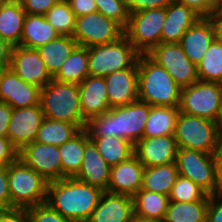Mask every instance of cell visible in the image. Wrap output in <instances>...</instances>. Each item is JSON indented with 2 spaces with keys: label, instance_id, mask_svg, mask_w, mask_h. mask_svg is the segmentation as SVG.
<instances>
[{
  "label": "cell",
  "instance_id": "cell-1",
  "mask_svg": "<svg viewBox=\"0 0 222 222\" xmlns=\"http://www.w3.org/2000/svg\"><path fill=\"white\" fill-rule=\"evenodd\" d=\"M104 191L74 177L48 182L46 203L73 222H87Z\"/></svg>",
  "mask_w": 222,
  "mask_h": 222
},
{
  "label": "cell",
  "instance_id": "cell-2",
  "mask_svg": "<svg viewBox=\"0 0 222 222\" xmlns=\"http://www.w3.org/2000/svg\"><path fill=\"white\" fill-rule=\"evenodd\" d=\"M149 113L150 105L138 100L92 117L85 129L89 137L116 136L135 145L143 138Z\"/></svg>",
  "mask_w": 222,
  "mask_h": 222
},
{
  "label": "cell",
  "instance_id": "cell-3",
  "mask_svg": "<svg viewBox=\"0 0 222 222\" xmlns=\"http://www.w3.org/2000/svg\"><path fill=\"white\" fill-rule=\"evenodd\" d=\"M138 98L150 106L179 107L181 87L147 54L137 60Z\"/></svg>",
  "mask_w": 222,
  "mask_h": 222
},
{
  "label": "cell",
  "instance_id": "cell-4",
  "mask_svg": "<svg viewBox=\"0 0 222 222\" xmlns=\"http://www.w3.org/2000/svg\"><path fill=\"white\" fill-rule=\"evenodd\" d=\"M40 106L44 117L76 124L81 130L86 128L79 97V85L62 83L52 79L41 88Z\"/></svg>",
  "mask_w": 222,
  "mask_h": 222
},
{
  "label": "cell",
  "instance_id": "cell-5",
  "mask_svg": "<svg viewBox=\"0 0 222 222\" xmlns=\"http://www.w3.org/2000/svg\"><path fill=\"white\" fill-rule=\"evenodd\" d=\"M10 208L27 209L46 202L48 181L19 158L7 166Z\"/></svg>",
  "mask_w": 222,
  "mask_h": 222
},
{
  "label": "cell",
  "instance_id": "cell-6",
  "mask_svg": "<svg viewBox=\"0 0 222 222\" xmlns=\"http://www.w3.org/2000/svg\"><path fill=\"white\" fill-rule=\"evenodd\" d=\"M139 55L125 35L114 42L89 47V76L106 77L118 70L137 68Z\"/></svg>",
  "mask_w": 222,
  "mask_h": 222
},
{
  "label": "cell",
  "instance_id": "cell-7",
  "mask_svg": "<svg viewBox=\"0 0 222 222\" xmlns=\"http://www.w3.org/2000/svg\"><path fill=\"white\" fill-rule=\"evenodd\" d=\"M174 137L180 148L212 154L222 138L220 123L179 112Z\"/></svg>",
  "mask_w": 222,
  "mask_h": 222
},
{
  "label": "cell",
  "instance_id": "cell-8",
  "mask_svg": "<svg viewBox=\"0 0 222 222\" xmlns=\"http://www.w3.org/2000/svg\"><path fill=\"white\" fill-rule=\"evenodd\" d=\"M222 84L198 80L181 88L179 111L220 123Z\"/></svg>",
  "mask_w": 222,
  "mask_h": 222
},
{
  "label": "cell",
  "instance_id": "cell-9",
  "mask_svg": "<svg viewBox=\"0 0 222 222\" xmlns=\"http://www.w3.org/2000/svg\"><path fill=\"white\" fill-rule=\"evenodd\" d=\"M166 8H153L129 14L124 35L140 54L161 43Z\"/></svg>",
  "mask_w": 222,
  "mask_h": 222
},
{
  "label": "cell",
  "instance_id": "cell-10",
  "mask_svg": "<svg viewBox=\"0 0 222 222\" xmlns=\"http://www.w3.org/2000/svg\"><path fill=\"white\" fill-rule=\"evenodd\" d=\"M124 35V28L100 12L76 17L72 37L79 46L92 47L116 41Z\"/></svg>",
  "mask_w": 222,
  "mask_h": 222
},
{
  "label": "cell",
  "instance_id": "cell-11",
  "mask_svg": "<svg viewBox=\"0 0 222 222\" xmlns=\"http://www.w3.org/2000/svg\"><path fill=\"white\" fill-rule=\"evenodd\" d=\"M147 55L171 75L183 88L198 81L197 66L190 61L179 43H160Z\"/></svg>",
  "mask_w": 222,
  "mask_h": 222
},
{
  "label": "cell",
  "instance_id": "cell-12",
  "mask_svg": "<svg viewBox=\"0 0 222 222\" xmlns=\"http://www.w3.org/2000/svg\"><path fill=\"white\" fill-rule=\"evenodd\" d=\"M175 163L179 175L193 181L208 195H216L212 154L178 147Z\"/></svg>",
  "mask_w": 222,
  "mask_h": 222
},
{
  "label": "cell",
  "instance_id": "cell-13",
  "mask_svg": "<svg viewBox=\"0 0 222 222\" xmlns=\"http://www.w3.org/2000/svg\"><path fill=\"white\" fill-rule=\"evenodd\" d=\"M18 158L48 182L62 179L58 146L33 141L19 151Z\"/></svg>",
  "mask_w": 222,
  "mask_h": 222
},
{
  "label": "cell",
  "instance_id": "cell-14",
  "mask_svg": "<svg viewBox=\"0 0 222 222\" xmlns=\"http://www.w3.org/2000/svg\"><path fill=\"white\" fill-rule=\"evenodd\" d=\"M43 119L44 114L40 104L31 107L12 108L7 138L20 151L24 146L35 140Z\"/></svg>",
  "mask_w": 222,
  "mask_h": 222
},
{
  "label": "cell",
  "instance_id": "cell-15",
  "mask_svg": "<svg viewBox=\"0 0 222 222\" xmlns=\"http://www.w3.org/2000/svg\"><path fill=\"white\" fill-rule=\"evenodd\" d=\"M41 88L25 82L10 67L0 71V102L11 108L40 104Z\"/></svg>",
  "mask_w": 222,
  "mask_h": 222
},
{
  "label": "cell",
  "instance_id": "cell-16",
  "mask_svg": "<svg viewBox=\"0 0 222 222\" xmlns=\"http://www.w3.org/2000/svg\"><path fill=\"white\" fill-rule=\"evenodd\" d=\"M10 68L25 82L40 88L53 79L36 49L12 47Z\"/></svg>",
  "mask_w": 222,
  "mask_h": 222
},
{
  "label": "cell",
  "instance_id": "cell-17",
  "mask_svg": "<svg viewBox=\"0 0 222 222\" xmlns=\"http://www.w3.org/2000/svg\"><path fill=\"white\" fill-rule=\"evenodd\" d=\"M177 150L174 135L143 137L134 145V155L144 167L175 162Z\"/></svg>",
  "mask_w": 222,
  "mask_h": 222
},
{
  "label": "cell",
  "instance_id": "cell-18",
  "mask_svg": "<svg viewBox=\"0 0 222 222\" xmlns=\"http://www.w3.org/2000/svg\"><path fill=\"white\" fill-rule=\"evenodd\" d=\"M110 170L111 167L101 157L96 145L89 138L88 131L85 129L83 161L74 178L106 191L110 179Z\"/></svg>",
  "mask_w": 222,
  "mask_h": 222
},
{
  "label": "cell",
  "instance_id": "cell-19",
  "mask_svg": "<svg viewBox=\"0 0 222 222\" xmlns=\"http://www.w3.org/2000/svg\"><path fill=\"white\" fill-rule=\"evenodd\" d=\"M144 168L135 155L112 166L106 191L133 197L141 189Z\"/></svg>",
  "mask_w": 222,
  "mask_h": 222
},
{
  "label": "cell",
  "instance_id": "cell-20",
  "mask_svg": "<svg viewBox=\"0 0 222 222\" xmlns=\"http://www.w3.org/2000/svg\"><path fill=\"white\" fill-rule=\"evenodd\" d=\"M79 97L81 112L86 122L111 109L104 77L87 76L79 84Z\"/></svg>",
  "mask_w": 222,
  "mask_h": 222
},
{
  "label": "cell",
  "instance_id": "cell-21",
  "mask_svg": "<svg viewBox=\"0 0 222 222\" xmlns=\"http://www.w3.org/2000/svg\"><path fill=\"white\" fill-rule=\"evenodd\" d=\"M104 79L110 108L128 105L139 100L137 68L118 70Z\"/></svg>",
  "mask_w": 222,
  "mask_h": 222
},
{
  "label": "cell",
  "instance_id": "cell-22",
  "mask_svg": "<svg viewBox=\"0 0 222 222\" xmlns=\"http://www.w3.org/2000/svg\"><path fill=\"white\" fill-rule=\"evenodd\" d=\"M215 39L211 17H201L185 32L179 44L190 61L197 65Z\"/></svg>",
  "mask_w": 222,
  "mask_h": 222
},
{
  "label": "cell",
  "instance_id": "cell-23",
  "mask_svg": "<svg viewBox=\"0 0 222 222\" xmlns=\"http://www.w3.org/2000/svg\"><path fill=\"white\" fill-rule=\"evenodd\" d=\"M133 197L104 191L87 222H131Z\"/></svg>",
  "mask_w": 222,
  "mask_h": 222
},
{
  "label": "cell",
  "instance_id": "cell-24",
  "mask_svg": "<svg viewBox=\"0 0 222 222\" xmlns=\"http://www.w3.org/2000/svg\"><path fill=\"white\" fill-rule=\"evenodd\" d=\"M201 16L185 4L174 1L166 7L161 43H180L185 32Z\"/></svg>",
  "mask_w": 222,
  "mask_h": 222
},
{
  "label": "cell",
  "instance_id": "cell-25",
  "mask_svg": "<svg viewBox=\"0 0 222 222\" xmlns=\"http://www.w3.org/2000/svg\"><path fill=\"white\" fill-rule=\"evenodd\" d=\"M26 12L20 0H9L0 8V38L19 46Z\"/></svg>",
  "mask_w": 222,
  "mask_h": 222
},
{
  "label": "cell",
  "instance_id": "cell-26",
  "mask_svg": "<svg viewBox=\"0 0 222 222\" xmlns=\"http://www.w3.org/2000/svg\"><path fill=\"white\" fill-rule=\"evenodd\" d=\"M59 34L43 15L26 14L20 45L29 49H37L54 39Z\"/></svg>",
  "mask_w": 222,
  "mask_h": 222
},
{
  "label": "cell",
  "instance_id": "cell-27",
  "mask_svg": "<svg viewBox=\"0 0 222 222\" xmlns=\"http://www.w3.org/2000/svg\"><path fill=\"white\" fill-rule=\"evenodd\" d=\"M78 46L72 36L59 35L56 39L39 46L36 50L44 61L50 75L54 77L61 69L66 58Z\"/></svg>",
  "mask_w": 222,
  "mask_h": 222
},
{
  "label": "cell",
  "instance_id": "cell-28",
  "mask_svg": "<svg viewBox=\"0 0 222 222\" xmlns=\"http://www.w3.org/2000/svg\"><path fill=\"white\" fill-rule=\"evenodd\" d=\"M178 175L175 162L166 165L145 167L140 190L169 196Z\"/></svg>",
  "mask_w": 222,
  "mask_h": 222
},
{
  "label": "cell",
  "instance_id": "cell-29",
  "mask_svg": "<svg viewBox=\"0 0 222 222\" xmlns=\"http://www.w3.org/2000/svg\"><path fill=\"white\" fill-rule=\"evenodd\" d=\"M179 107L150 106L143 137L174 135Z\"/></svg>",
  "mask_w": 222,
  "mask_h": 222
},
{
  "label": "cell",
  "instance_id": "cell-30",
  "mask_svg": "<svg viewBox=\"0 0 222 222\" xmlns=\"http://www.w3.org/2000/svg\"><path fill=\"white\" fill-rule=\"evenodd\" d=\"M87 76L88 70V47L77 46L66 58L54 80L62 83L80 84Z\"/></svg>",
  "mask_w": 222,
  "mask_h": 222
},
{
  "label": "cell",
  "instance_id": "cell-31",
  "mask_svg": "<svg viewBox=\"0 0 222 222\" xmlns=\"http://www.w3.org/2000/svg\"><path fill=\"white\" fill-rule=\"evenodd\" d=\"M96 145L101 157L112 167L134 155V145L116 136L89 137Z\"/></svg>",
  "mask_w": 222,
  "mask_h": 222
},
{
  "label": "cell",
  "instance_id": "cell-32",
  "mask_svg": "<svg viewBox=\"0 0 222 222\" xmlns=\"http://www.w3.org/2000/svg\"><path fill=\"white\" fill-rule=\"evenodd\" d=\"M80 131L81 129L74 123L44 117L34 141L59 147Z\"/></svg>",
  "mask_w": 222,
  "mask_h": 222
},
{
  "label": "cell",
  "instance_id": "cell-33",
  "mask_svg": "<svg viewBox=\"0 0 222 222\" xmlns=\"http://www.w3.org/2000/svg\"><path fill=\"white\" fill-rule=\"evenodd\" d=\"M133 201L134 214L162 222L170 202L167 195L147 190H139L133 196Z\"/></svg>",
  "mask_w": 222,
  "mask_h": 222
},
{
  "label": "cell",
  "instance_id": "cell-34",
  "mask_svg": "<svg viewBox=\"0 0 222 222\" xmlns=\"http://www.w3.org/2000/svg\"><path fill=\"white\" fill-rule=\"evenodd\" d=\"M209 197L193 202L170 201L163 222H206Z\"/></svg>",
  "mask_w": 222,
  "mask_h": 222
},
{
  "label": "cell",
  "instance_id": "cell-35",
  "mask_svg": "<svg viewBox=\"0 0 222 222\" xmlns=\"http://www.w3.org/2000/svg\"><path fill=\"white\" fill-rule=\"evenodd\" d=\"M58 149L61 156L62 178L75 177L83 161L85 129H82L71 140L64 142Z\"/></svg>",
  "mask_w": 222,
  "mask_h": 222
},
{
  "label": "cell",
  "instance_id": "cell-36",
  "mask_svg": "<svg viewBox=\"0 0 222 222\" xmlns=\"http://www.w3.org/2000/svg\"><path fill=\"white\" fill-rule=\"evenodd\" d=\"M196 66L199 80L222 84V43L215 39Z\"/></svg>",
  "mask_w": 222,
  "mask_h": 222
},
{
  "label": "cell",
  "instance_id": "cell-37",
  "mask_svg": "<svg viewBox=\"0 0 222 222\" xmlns=\"http://www.w3.org/2000/svg\"><path fill=\"white\" fill-rule=\"evenodd\" d=\"M44 16L59 35H73L76 16L67 0H59Z\"/></svg>",
  "mask_w": 222,
  "mask_h": 222
},
{
  "label": "cell",
  "instance_id": "cell-38",
  "mask_svg": "<svg viewBox=\"0 0 222 222\" xmlns=\"http://www.w3.org/2000/svg\"><path fill=\"white\" fill-rule=\"evenodd\" d=\"M208 194L190 179L178 175L169 194L170 201L193 202L203 200Z\"/></svg>",
  "mask_w": 222,
  "mask_h": 222
},
{
  "label": "cell",
  "instance_id": "cell-39",
  "mask_svg": "<svg viewBox=\"0 0 222 222\" xmlns=\"http://www.w3.org/2000/svg\"><path fill=\"white\" fill-rule=\"evenodd\" d=\"M97 12L113 19L123 28L127 26L129 13L126 0H95Z\"/></svg>",
  "mask_w": 222,
  "mask_h": 222
},
{
  "label": "cell",
  "instance_id": "cell-40",
  "mask_svg": "<svg viewBox=\"0 0 222 222\" xmlns=\"http://www.w3.org/2000/svg\"><path fill=\"white\" fill-rule=\"evenodd\" d=\"M26 210L29 222H73L52 209L46 202Z\"/></svg>",
  "mask_w": 222,
  "mask_h": 222
},
{
  "label": "cell",
  "instance_id": "cell-41",
  "mask_svg": "<svg viewBox=\"0 0 222 222\" xmlns=\"http://www.w3.org/2000/svg\"><path fill=\"white\" fill-rule=\"evenodd\" d=\"M129 14L153 8H166L176 0H126Z\"/></svg>",
  "mask_w": 222,
  "mask_h": 222
},
{
  "label": "cell",
  "instance_id": "cell-42",
  "mask_svg": "<svg viewBox=\"0 0 222 222\" xmlns=\"http://www.w3.org/2000/svg\"><path fill=\"white\" fill-rule=\"evenodd\" d=\"M59 0H20L26 14L45 15Z\"/></svg>",
  "mask_w": 222,
  "mask_h": 222
},
{
  "label": "cell",
  "instance_id": "cell-43",
  "mask_svg": "<svg viewBox=\"0 0 222 222\" xmlns=\"http://www.w3.org/2000/svg\"><path fill=\"white\" fill-rule=\"evenodd\" d=\"M19 151L13 146L11 141L4 136H0V167H6L18 159Z\"/></svg>",
  "mask_w": 222,
  "mask_h": 222
},
{
  "label": "cell",
  "instance_id": "cell-44",
  "mask_svg": "<svg viewBox=\"0 0 222 222\" xmlns=\"http://www.w3.org/2000/svg\"><path fill=\"white\" fill-rule=\"evenodd\" d=\"M215 172L216 195H222V138L212 152Z\"/></svg>",
  "mask_w": 222,
  "mask_h": 222
},
{
  "label": "cell",
  "instance_id": "cell-45",
  "mask_svg": "<svg viewBox=\"0 0 222 222\" xmlns=\"http://www.w3.org/2000/svg\"><path fill=\"white\" fill-rule=\"evenodd\" d=\"M206 222H222V195H210Z\"/></svg>",
  "mask_w": 222,
  "mask_h": 222
},
{
  "label": "cell",
  "instance_id": "cell-46",
  "mask_svg": "<svg viewBox=\"0 0 222 222\" xmlns=\"http://www.w3.org/2000/svg\"><path fill=\"white\" fill-rule=\"evenodd\" d=\"M76 17L97 11L95 0H67Z\"/></svg>",
  "mask_w": 222,
  "mask_h": 222
},
{
  "label": "cell",
  "instance_id": "cell-47",
  "mask_svg": "<svg viewBox=\"0 0 222 222\" xmlns=\"http://www.w3.org/2000/svg\"><path fill=\"white\" fill-rule=\"evenodd\" d=\"M0 222H29L27 210L24 208H6L0 212Z\"/></svg>",
  "mask_w": 222,
  "mask_h": 222
},
{
  "label": "cell",
  "instance_id": "cell-48",
  "mask_svg": "<svg viewBox=\"0 0 222 222\" xmlns=\"http://www.w3.org/2000/svg\"><path fill=\"white\" fill-rule=\"evenodd\" d=\"M187 7L192 8L201 17H210L212 15L211 0H176Z\"/></svg>",
  "mask_w": 222,
  "mask_h": 222
},
{
  "label": "cell",
  "instance_id": "cell-49",
  "mask_svg": "<svg viewBox=\"0 0 222 222\" xmlns=\"http://www.w3.org/2000/svg\"><path fill=\"white\" fill-rule=\"evenodd\" d=\"M0 201L10 208V192L8 186L7 166L0 167Z\"/></svg>",
  "mask_w": 222,
  "mask_h": 222
},
{
  "label": "cell",
  "instance_id": "cell-50",
  "mask_svg": "<svg viewBox=\"0 0 222 222\" xmlns=\"http://www.w3.org/2000/svg\"><path fill=\"white\" fill-rule=\"evenodd\" d=\"M11 114L12 108L7 103L0 102V136L7 137V129Z\"/></svg>",
  "mask_w": 222,
  "mask_h": 222
},
{
  "label": "cell",
  "instance_id": "cell-51",
  "mask_svg": "<svg viewBox=\"0 0 222 222\" xmlns=\"http://www.w3.org/2000/svg\"><path fill=\"white\" fill-rule=\"evenodd\" d=\"M12 47L7 41L0 38V71L10 67Z\"/></svg>",
  "mask_w": 222,
  "mask_h": 222
},
{
  "label": "cell",
  "instance_id": "cell-52",
  "mask_svg": "<svg viewBox=\"0 0 222 222\" xmlns=\"http://www.w3.org/2000/svg\"><path fill=\"white\" fill-rule=\"evenodd\" d=\"M214 28L216 39L222 43V17H211Z\"/></svg>",
  "mask_w": 222,
  "mask_h": 222
},
{
  "label": "cell",
  "instance_id": "cell-53",
  "mask_svg": "<svg viewBox=\"0 0 222 222\" xmlns=\"http://www.w3.org/2000/svg\"><path fill=\"white\" fill-rule=\"evenodd\" d=\"M131 222H162V221H158V220L150 219V218H144L136 214H133Z\"/></svg>",
  "mask_w": 222,
  "mask_h": 222
},
{
  "label": "cell",
  "instance_id": "cell-54",
  "mask_svg": "<svg viewBox=\"0 0 222 222\" xmlns=\"http://www.w3.org/2000/svg\"><path fill=\"white\" fill-rule=\"evenodd\" d=\"M211 4H212V15H213L216 9L222 5V0H211Z\"/></svg>",
  "mask_w": 222,
  "mask_h": 222
},
{
  "label": "cell",
  "instance_id": "cell-55",
  "mask_svg": "<svg viewBox=\"0 0 222 222\" xmlns=\"http://www.w3.org/2000/svg\"><path fill=\"white\" fill-rule=\"evenodd\" d=\"M210 17H222V5L219 6L215 13L213 15H211Z\"/></svg>",
  "mask_w": 222,
  "mask_h": 222
},
{
  "label": "cell",
  "instance_id": "cell-56",
  "mask_svg": "<svg viewBox=\"0 0 222 222\" xmlns=\"http://www.w3.org/2000/svg\"><path fill=\"white\" fill-rule=\"evenodd\" d=\"M220 125H221V127H222V95H221Z\"/></svg>",
  "mask_w": 222,
  "mask_h": 222
},
{
  "label": "cell",
  "instance_id": "cell-57",
  "mask_svg": "<svg viewBox=\"0 0 222 222\" xmlns=\"http://www.w3.org/2000/svg\"><path fill=\"white\" fill-rule=\"evenodd\" d=\"M7 207L0 201V212L5 210Z\"/></svg>",
  "mask_w": 222,
  "mask_h": 222
},
{
  "label": "cell",
  "instance_id": "cell-58",
  "mask_svg": "<svg viewBox=\"0 0 222 222\" xmlns=\"http://www.w3.org/2000/svg\"><path fill=\"white\" fill-rule=\"evenodd\" d=\"M9 0H0V8L6 4Z\"/></svg>",
  "mask_w": 222,
  "mask_h": 222
}]
</instances>
